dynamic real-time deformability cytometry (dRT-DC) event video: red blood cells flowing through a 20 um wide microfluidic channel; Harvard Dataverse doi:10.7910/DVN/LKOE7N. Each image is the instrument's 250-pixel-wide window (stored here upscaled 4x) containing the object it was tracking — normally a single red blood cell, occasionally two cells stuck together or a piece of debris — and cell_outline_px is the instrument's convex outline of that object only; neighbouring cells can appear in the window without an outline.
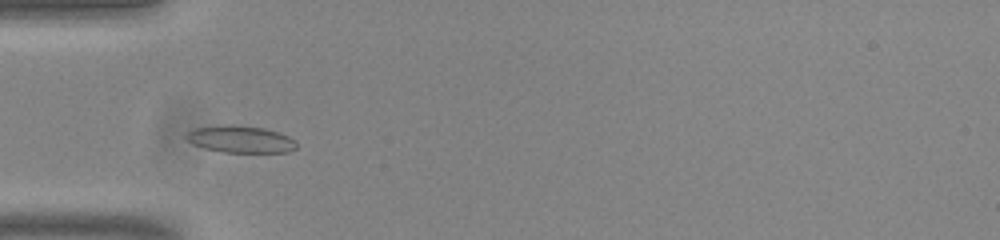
{"species": "common noctule bat (a hibernating species)", "species_latin": "Nyctalus noctula", "temperature_condition": "room temperature", "stored_images_in_passage": 46, "camera_frame_rate_fps": 3000, "um_per_image_px": 0.085, "animal": {"sex": "male", "body_mass_g": 20.0, "forearm_length_mm": 53.3}, "frame": {"image": 1, "passage_image": 9, "time_ms": 2.667, "image_size_px": [1000, 240], "cell_outline_px": [[296, 148], [288, 152], [224, 152], [204, 148], [192, 144], [184, 136], [192, 128], [220, 124], [236, 124], [264, 128], [280, 132], [288, 136], [296, 144]], "centroid_in_image_um": [20.39, 11.81], "position_along_channel_um": 64.6, "area_um2": 17.57}}
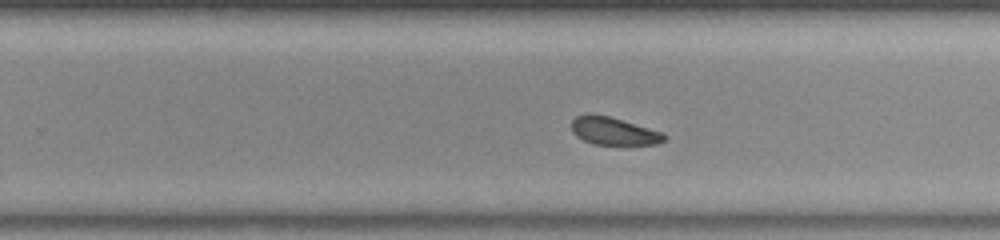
{"frame": {"image": 2, "passage_image": 26, "time_ms": 8.333, "image_size_px": [1000, 240], "cell_outline_px": [[668, 136], [660, 144], [592, 144], [576, 136], [572, 132], [572, 120], [576, 116], [588, 112], [608, 116], [664, 132]], "centroid_in_image_um": [52.16, 11.13], "position_along_channel_um": 277.6, "area_um2": 15.09}}
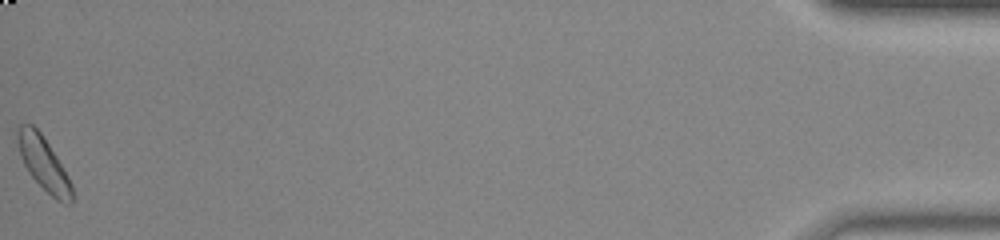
{"frame": {"image": 3, "passage_image": 46, "time_ms": 15.0, "image_size_px": [1000, 240], "cell_outline_px": [[72, 204], [64, 204], [56, 200], [28, 172], [24, 164], [16, 140], [16, 128], [20, 124], [32, 124], [40, 132], [56, 156], [68, 176], [72, 184]], "centroid_in_image_um": [3.7, 13.89], "position_along_channel_um": 431.5, "area_um2": 16.7}, "authors_computed_cell_mechanics": {"area_um2": 16.2418, "velocity_mm_per_s": 3.7814, "shape_relaxation_time_tau1_ms": 10.3976, "shape_relaxation_time_tau2_ms": null, "deformation_change_tau1": 0.1732, "deformation_change_tau2": null}}